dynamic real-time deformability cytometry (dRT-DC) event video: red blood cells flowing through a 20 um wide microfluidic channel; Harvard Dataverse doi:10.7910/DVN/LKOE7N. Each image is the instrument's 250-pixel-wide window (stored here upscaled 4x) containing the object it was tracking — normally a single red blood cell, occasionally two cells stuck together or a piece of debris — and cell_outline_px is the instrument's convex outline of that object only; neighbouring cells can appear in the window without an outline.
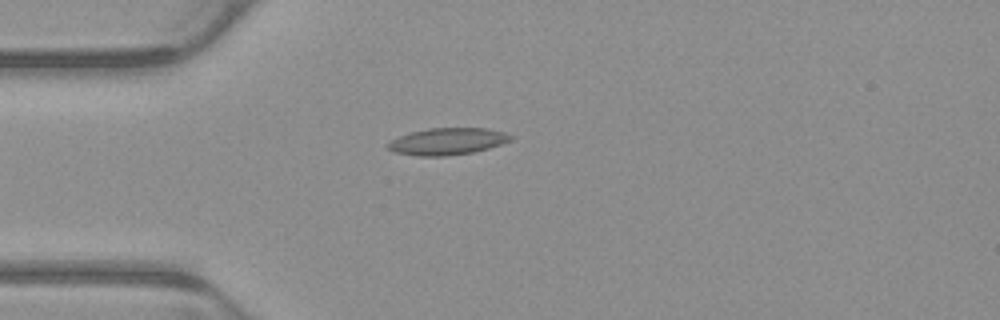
{"species": "common noctule bat (a hibernating species)", "species_latin": "Nyctalus noctula", "temperature_condition": "warm", "stored_images_in_passage": 3, "camera_frame_rate_fps": 3000, "um_per_image_px": 0.085, "animal": {"sex": "male", "body_mass_g": 23.1, "forearm_length_mm": 52.7}, "frame": {"image": 1, "passage_image": 2, "time_ms": 0.333, "image_size_px": [1000, 320], "cell_outline_px": [[516, 136], [512, 140], [488, 148], [472, 152], [444, 156], [420, 156], [396, 152], [388, 148], [384, 144], [408, 132], [428, 128], [488, 128], [504, 132]], "centroid_in_image_um": [38.04, 12.0], "position_along_channel_um": 47.0, "area_um2": 19.25}}